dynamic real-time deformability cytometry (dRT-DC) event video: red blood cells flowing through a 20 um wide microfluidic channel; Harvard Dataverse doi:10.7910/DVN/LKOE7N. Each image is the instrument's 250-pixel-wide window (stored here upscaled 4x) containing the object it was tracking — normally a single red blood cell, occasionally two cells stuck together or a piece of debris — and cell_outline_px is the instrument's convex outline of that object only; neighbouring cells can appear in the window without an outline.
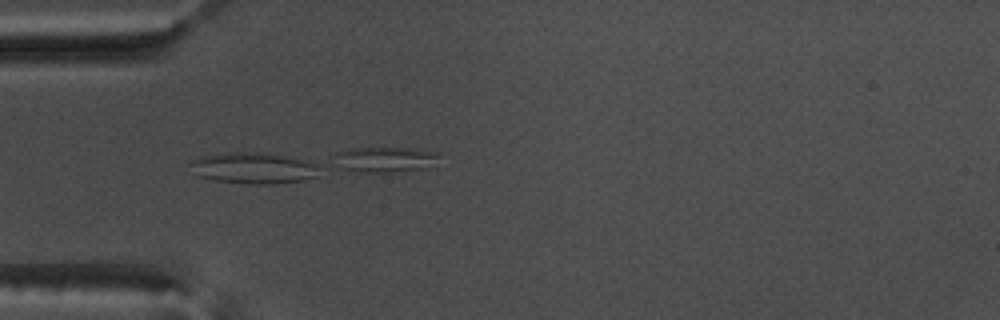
{"species": "common noctule bat (a hibernating species)", "species_latin": "Nyctalus noctula", "temperature_condition": "warm", "stored_images_in_passage": 13, "camera_frame_rate_fps": 3000, "um_per_image_px": 0.085, "animal": {"sex": "male", "body_mass_g": 17.5, "forearm_length_mm": 52.3}, "frame": {"image": 1, "passage_image": 4, "time_ms": 1.0, "image_size_px": [1000, 320], "cell_outline_px": [[316, 176], [304, 180], [272, 184], [248, 184], [216, 180], [196, 176], [188, 160], [200, 156], [244, 152], [256, 152], [284, 156], [300, 160], [312, 164], [316, 168]], "centroid_in_image_um": [21.43, 14.3], "position_along_channel_um": 63.6, "area_um2": 22.83}}